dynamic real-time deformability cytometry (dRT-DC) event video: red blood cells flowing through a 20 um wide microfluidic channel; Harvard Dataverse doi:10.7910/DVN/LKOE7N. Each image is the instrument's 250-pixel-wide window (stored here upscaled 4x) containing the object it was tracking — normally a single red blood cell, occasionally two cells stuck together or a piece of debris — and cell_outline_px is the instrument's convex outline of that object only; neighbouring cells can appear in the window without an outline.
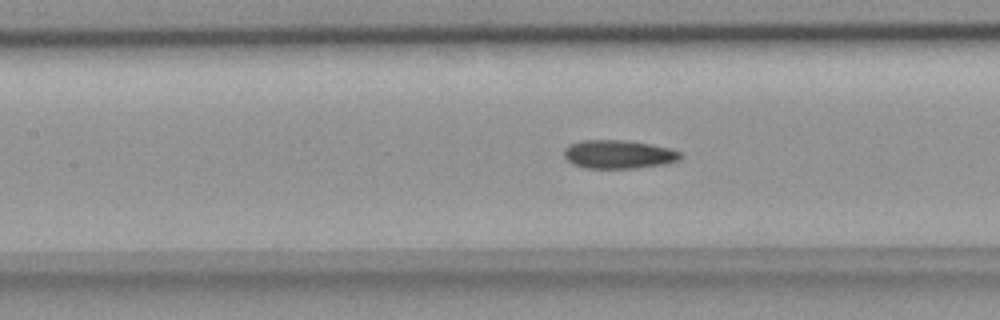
{"species": "common noctule bat (a hibernating species)", "species_latin": "Nyctalus noctula", "temperature_condition": "room temperature", "stored_images_in_passage": 37, "camera_frame_rate_fps": 3000, "um_per_image_px": 0.085, "animal": {"sex": "female", "body_mass_g": 18.4}, "frame": {"image": 1, "passage_image": 8, "time_ms": 2.333, "image_size_px": [1000, 320], "cell_outline_px": [[684, 156], [680, 160], [664, 164], [632, 168], [584, 168], [572, 164], [564, 156], [564, 148], [568, 144], [580, 140], [624, 140], [648, 144], [668, 148], [680, 152]], "centroid_in_image_um": [52.54, 13.12], "position_along_channel_um": 154.9, "area_um2": 19.36}}
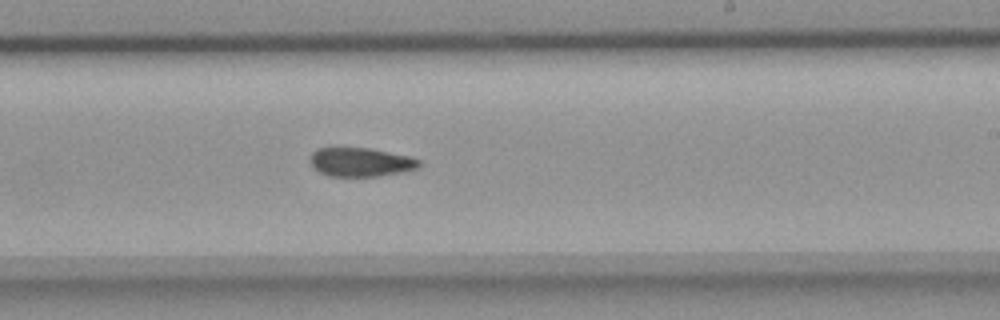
{"frame": {"image": 2, "passage_image": 16, "time_ms": 5.0, "image_size_px": [1000, 320], "cell_outline_px": [[420, 164], [416, 168], [400, 172], [376, 176], [328, 176], [312, 168], [308, 160], [312, 152], [320, 148], [368, 148], [408, 156], [420, 160]], "centroid_in_image_um": [30.58, 13.78], "position_along_channel_um": 258.4, "area_um2": 18.15}}
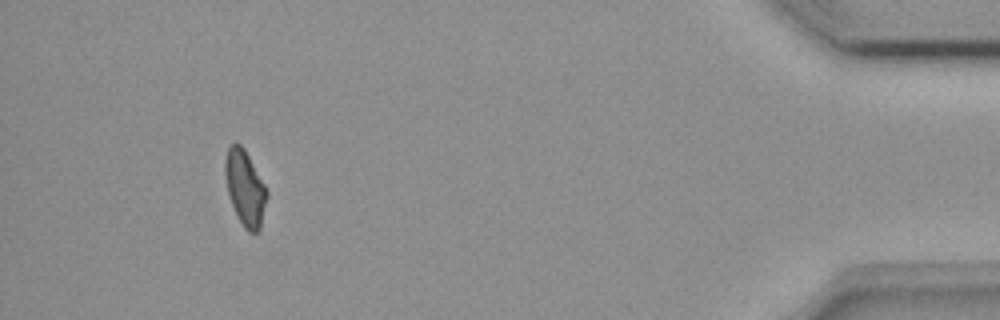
{"frame": {"image": 3, "passage_image": 33, "time_ms": 10.667, "image_size_px": [1000, 320], "cell_outline_px": [[268, 196], [260, 228], [256, 232], [248, 232], [244, 228], [232, 204], [228, 192], [224, 172], [224, 160], [228, 148], [232, 144], [240, 144], [244, 148], [264, 184], [268, 192]], "centroid_in_image_um": [20.83, 15.97], "position_along_channel_um": 414.4, "area_um2": 18.03}, "authors_computed_cell_mechanics": {"area_um2": 19.074, "velocity_mm_per_s": 3.9005, "shape_relaxation_time_tau1_ms": null, "shape_relaxation_time_tau2_ms": 3.5742, "deformation_change_tau1": null, "deformation_change_tau2": 0.0914}}